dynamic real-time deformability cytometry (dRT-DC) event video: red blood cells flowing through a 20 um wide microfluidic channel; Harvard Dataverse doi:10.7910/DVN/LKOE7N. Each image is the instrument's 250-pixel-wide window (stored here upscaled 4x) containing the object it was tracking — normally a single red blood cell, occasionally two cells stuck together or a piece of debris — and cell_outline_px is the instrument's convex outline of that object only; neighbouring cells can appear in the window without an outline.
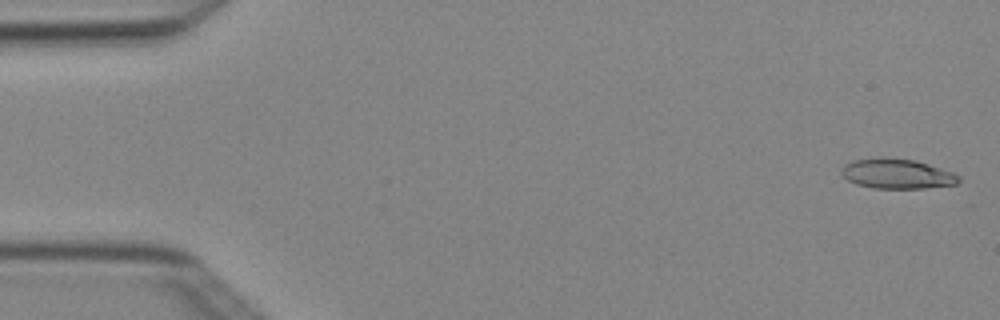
{"species": "Egyptian fruit bat (a non-hibernating species)", "species_latin": "Rousettus aegyptiacus", "temperature_condition": "cold", "stored_images_in_passage": 5, "camera_frame_rate_fps": 3000, "um_per_image_px": 0.085, "animal": {"sex": "female"}, "frame": {"image": 1, "passage_image": 1, "time_ms": 0.0, "image_size_px": [1000, 320], "cell_outline_px": [[960, 180], [956, 184], [924, 188], [872, 188], [856, 184], [848, 180], [840, 172], [848, 164], [856, 160], [912, 160], [940, 168], [952, 172], [960, 176]], "centroid_in_image_um": [76.3, 14.83], "position_along_channel_um": 8.7, "area_um2": 19.31}}
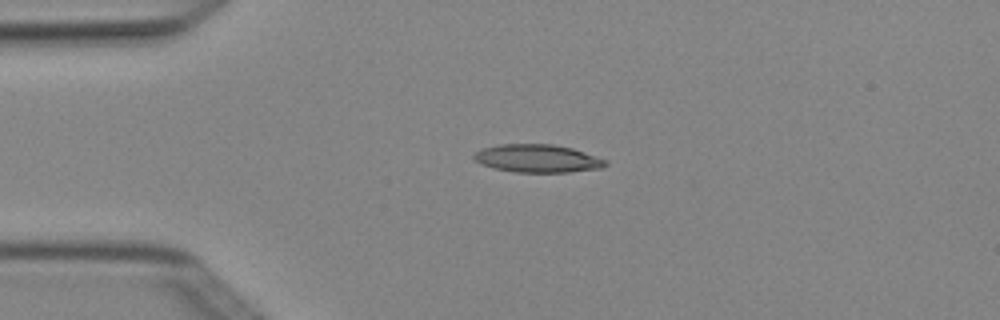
{"frame": {"image": 2, "passage_image": 4, "time_ms": 1.0, "image_size_px": [1000, 320], "cell_outline_px": [[608, 164], [600, 168], [568, 172], [516, 172], [492, 168], [480, 164], [472, 156], [476, 152], [484, 148], [500, 144], [552, 144], [572, 148], [608, 160]], "centroid_in_image_um": [45.69, 13.47], "position_along_channel_um": 39.3, "area_um2": 21.39}}